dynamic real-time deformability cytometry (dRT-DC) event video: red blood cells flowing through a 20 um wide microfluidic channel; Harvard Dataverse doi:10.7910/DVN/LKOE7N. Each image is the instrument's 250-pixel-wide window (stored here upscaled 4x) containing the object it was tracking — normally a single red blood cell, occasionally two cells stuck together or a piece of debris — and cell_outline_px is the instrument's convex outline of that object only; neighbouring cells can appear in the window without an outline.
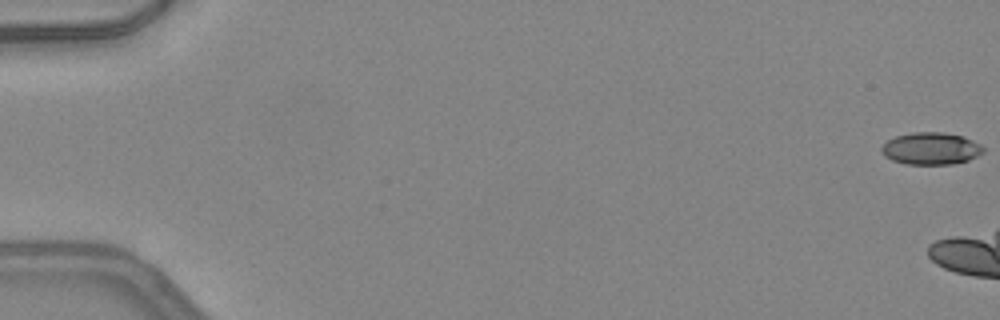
{"species": "common noctule bat (a hibernating species)", "species_latin": "Nyctalus noctula", "temperature_condition": "warm", "stored_images_in_passage": 6, "camera_frame_rate_fps": 3000, "um_per_image_px": 0.085, "animal": {"sex": "female", "body_mass_g": 24.6, "forearm_length_mm": 56.2}, "frame": {"image": 1, "passage_image": 1, "time_ms": 0.0, "image_size_px": [1000, 320], "cell_outline_px": [[984, 152], [968, 160], [952, 164], [904, 164], [892, 160], [884, 156], [880, 152], [880, 148], [888, 140], [896, 136], [912, 132], [944, 132], [964, 136], [980, 144], [984, 148]], "centroid_in_image_um": [79.11, 12.62], "position_along_channel_um": 5.9, "area_um2": 19.19}}